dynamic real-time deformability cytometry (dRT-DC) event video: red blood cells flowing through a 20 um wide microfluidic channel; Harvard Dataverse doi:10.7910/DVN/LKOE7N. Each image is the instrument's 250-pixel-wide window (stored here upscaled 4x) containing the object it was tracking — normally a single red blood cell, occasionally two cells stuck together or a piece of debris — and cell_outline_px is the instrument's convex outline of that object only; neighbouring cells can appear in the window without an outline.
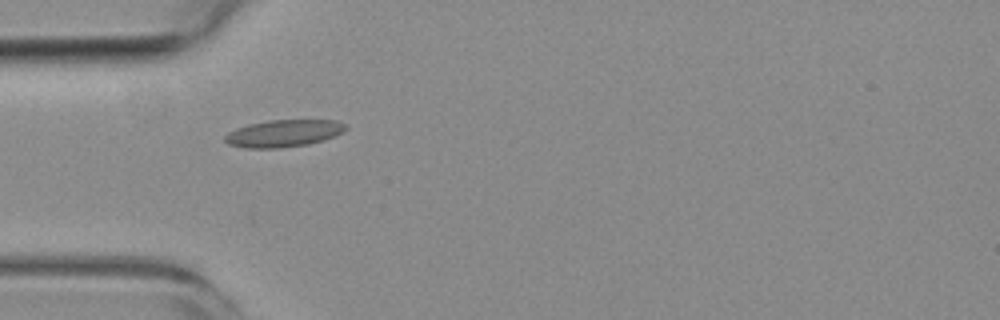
{"species": "common noctule bat (a hibernating species)", "species_latin": "Nyctalus noctula", "temperature_condition": "room temperature", "stored_images_in_passage": 5, "camera_frame_rate_fps": 3000, "um_per_image_px": 0.085, "animal": {"sex": "female", "body_mass_g": 19.3, "forearm_length_mm": 54.1}, "frame": {"image": 1, "passage_image": 3, "time_ms": 2.333, "image_size_px": [1000, 320], "cell_outline_px": [[348, 128], [344, 132], [324, 140], [308, 144], [280, 148], [244, 148], [228, 144], [224, 140], [224, 136], [228, 132], [236, 128], [248, 124], [268, 120], [336, 120], [348, 124]], "centroid_in_image_um": [24.12, 11.33], "position_along_channel_um": 60.9, "area_um2": 19.36}}